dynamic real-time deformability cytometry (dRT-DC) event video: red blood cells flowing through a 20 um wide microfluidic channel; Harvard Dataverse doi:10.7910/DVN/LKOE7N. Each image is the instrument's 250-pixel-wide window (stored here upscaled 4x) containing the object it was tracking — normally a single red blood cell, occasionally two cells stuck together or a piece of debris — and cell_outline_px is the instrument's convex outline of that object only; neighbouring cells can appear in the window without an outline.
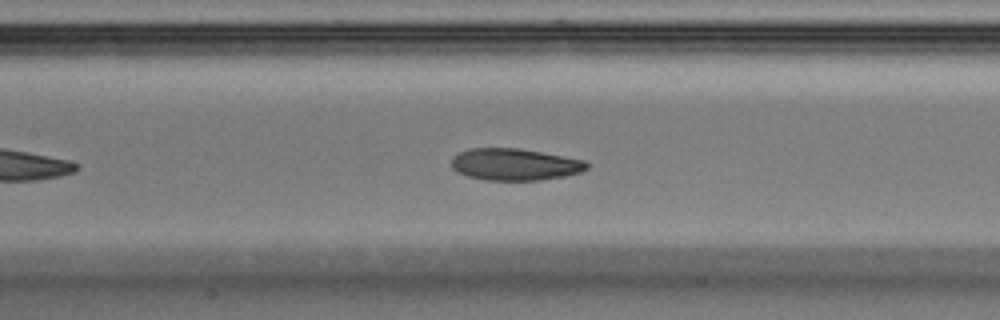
{"species": "Egyptian fruit bat (a non-hibernating species)", "species_latin": "Rousettus aegyptiacus", "temperature_condition": "warm", "stored_images_in_passage": 39, "camera_frame_rate_fps": 3000, "um_per_image_px": 0.085, "animal": {"sex": "male"}, "frame": {"image": 1, "passage_image": 12, "time_ms": 3.667, "image_size_px": [1000, 320], "cell_outline_px": [[588, 168], [580, 172], [564, 176], [540, 180], [484, 180], [468, 176], [456, 172], [452, 168], [452, 156], [468, 148], [520, 148], [584, 160], [588, 164]], "centroid_in_image_um": [43.72, 13.97], "position_along_channel_um": 163.7, "area_um2": 25.14}, "authors_computed_cell_mechanics": {"area_um2": 26.4724, "velocity_mm_per_s": 4.0809, "shape_relaxation_time_tau1_ms": 4.5932, "shape_relaxation_time_tau2_ms": 4.8236, "deformation_change_tau1": 0.1347, "deformation_change_tau2": 0.1219}}